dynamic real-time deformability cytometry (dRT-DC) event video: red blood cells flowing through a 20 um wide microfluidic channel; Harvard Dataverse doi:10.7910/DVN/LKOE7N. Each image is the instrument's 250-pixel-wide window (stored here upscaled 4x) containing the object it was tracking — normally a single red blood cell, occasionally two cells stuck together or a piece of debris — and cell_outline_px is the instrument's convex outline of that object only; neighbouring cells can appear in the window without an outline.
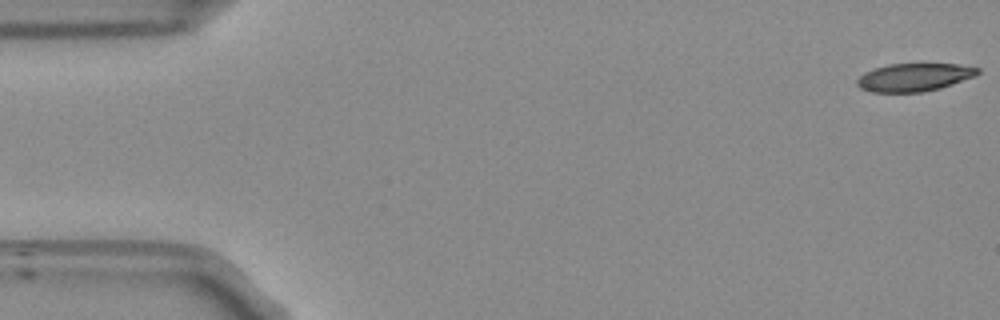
{"species": "Egyptian fruit bat (a non-hibernating species)", "species_latin": "Rousettus aegyptiacus", "temperature_condition": "room temperature", "stored_images_in_passage": 53, "camera_frame_rate_fps": 3000, "um_per_image_px": 0.085, "frame": {"image": 1, "passage_image": 1, "time_ms": 0.0, "image_size_px": [1000, 320], "cell_outline_px": [[980, 72], [976, 76], [940, 88], [920, 92], [872, 92], [860, 88], [856, 84], [856, 80], [864, 72], [888, 64], [956, 64], [980, 68]], "centroid_in_image_um": [77.7, 6.57], "position_along_channel_um": 7.3, "area_um2": 19.59}}
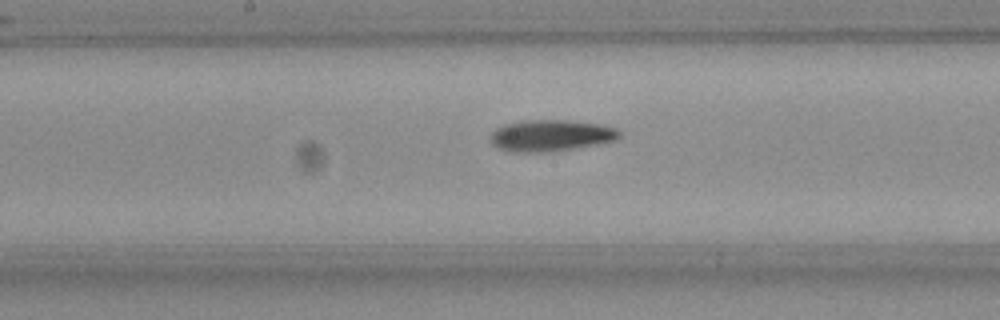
{"frame": {"image": 2, "passage_image": 27, "time_ms": 8.667, "image_size_px": [1000, 320], "cell_outline_px": [[620, 136], [616, 140], [596, 144], [572, 148], [540, 152], [516, 152], [500, 148], [492, 144], [492, 132], [496, 128], [504, 124], [520, 120], [568, 120], [600, 124], [616, 128], [620, 132]], "centroid_in_image_um": [46.82, 11.5], "position_along_channel_um": 201.4, "area_um2": 23.35}}
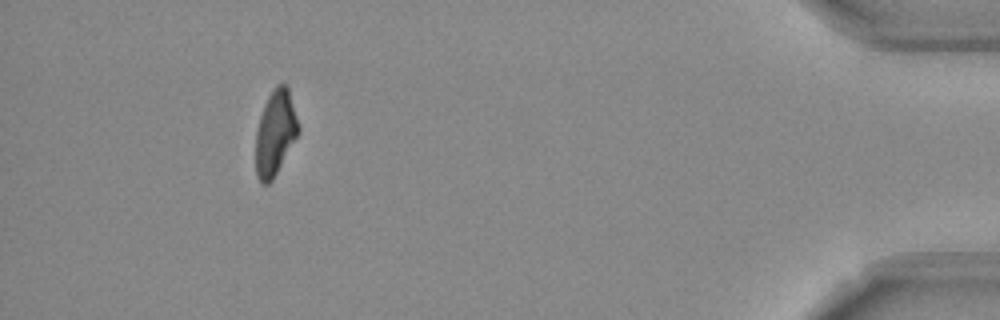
{"frame": {"image": 3, "passage_image": 49, "time_ms": 16.0, "image_size_px": [1000, 320], "cell_outline_px": [[300, 132], [272, 180], [268, 184], [260, 184], [256, 176], [256, 132], [260, 116], [264, 104], [272, 88], [276, 84], [288, 84], [300, 128]], "centroid_in_image_um": [23.41, 11.27], "position_along_channel_um": 411.8, "area_um2": 21.39}}